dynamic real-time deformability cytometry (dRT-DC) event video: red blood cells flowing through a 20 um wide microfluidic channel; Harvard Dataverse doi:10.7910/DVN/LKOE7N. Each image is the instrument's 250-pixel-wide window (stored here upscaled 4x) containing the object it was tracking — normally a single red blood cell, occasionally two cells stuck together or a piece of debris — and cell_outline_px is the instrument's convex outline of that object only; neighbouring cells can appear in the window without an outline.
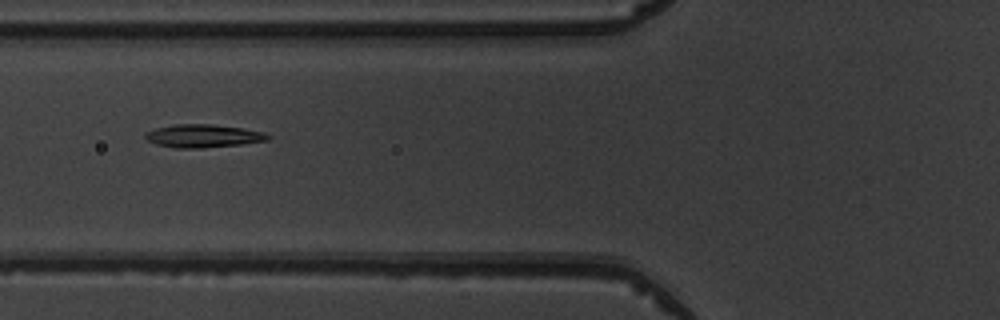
{"species": "common noctule bat (a hibernating species)", "species_latin": "Nyctalus noctula", "temperature_condition": "warm", "stored_images_in_passage": 3, "camera_frame_rate_fps": 3000, "um_per_image_px": 0.085, "animal": {"sex": "male", "body_mass_g": 19.5, "forearm_length_mm": 54.6}, "frame": {"image": 1, "passage_image": 3, "time_ms": 2.333, "image_size_px": [1000, 320], "cell_outline_px": [[272, 136], [268, 140], [240, 144], [200, 148], [176, 148], [156, 144], [148, 140], [144, 136], [144, 132], [156, 128], [172, 124], [212, 124], [244, 128], [264, 132]], "centroid_in_image_um": [17.26, 11.54], "position_along_channel_um": 108.5, "area_um2": 16.53}}